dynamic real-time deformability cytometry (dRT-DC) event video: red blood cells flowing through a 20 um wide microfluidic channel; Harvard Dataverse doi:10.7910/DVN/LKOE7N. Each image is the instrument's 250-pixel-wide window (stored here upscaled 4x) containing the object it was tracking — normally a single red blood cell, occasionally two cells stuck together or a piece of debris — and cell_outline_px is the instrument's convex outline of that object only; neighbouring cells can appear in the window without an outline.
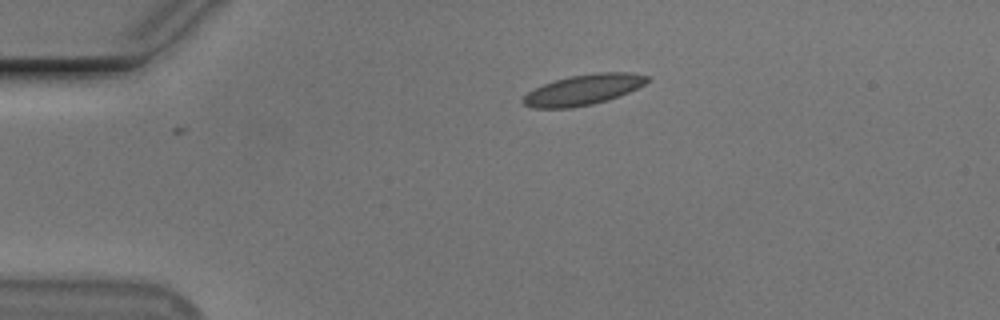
{"species": "Egyptian fruit bat (a non-hibernating species)", "species_latin": "Rousettus aegyptiacus", "temperature_condition": "cold", "stored_images_in_passage": 4, "camera_frame_rate_fps": 3000, "um_per_image_px": 0.085, "animal": {"sex": "male"}, "frame": {"image": 1, "passage_image": 1, "time_ms": 0.0, "image_size_px": [1000, 320], "cell_outline_px": [[648, 80], [644, 84], [620, 96], [608, 100], [592, 104], [572, 108], [532, 108], [524, 104], [520, 100], [528, 92], [544, 84], [568, 76], [596, 72], [628, 72], [648, 76]], "centroid_in_image_um": [49.56, 7.63], "position_along_channel_um": 35.4, "area_um2": 21.96}}